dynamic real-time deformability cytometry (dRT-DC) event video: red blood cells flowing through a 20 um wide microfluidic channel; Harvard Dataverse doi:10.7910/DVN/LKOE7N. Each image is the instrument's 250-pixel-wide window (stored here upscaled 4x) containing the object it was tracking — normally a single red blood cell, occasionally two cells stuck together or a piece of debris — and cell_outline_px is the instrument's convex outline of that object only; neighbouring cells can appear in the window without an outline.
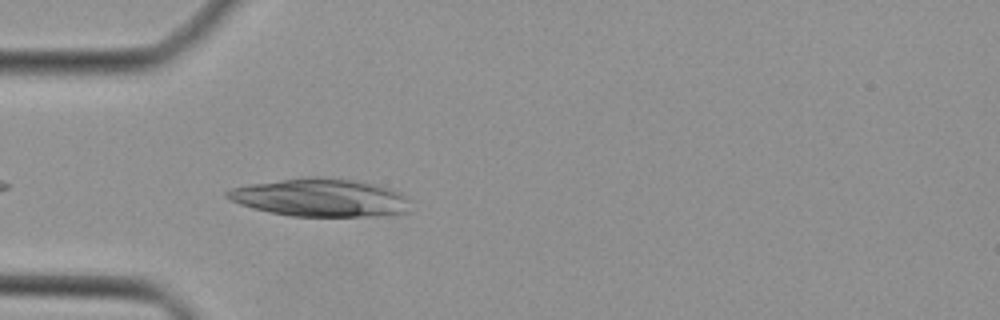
{"species": "Egyptian fruit bat (a non-hibernating species)", "species_latin": "Rousettus aegyptiacus", "temperature_condition": "cold", "stored_images_in_passage": 33, "camera_frame_rate_fps": 3000, "um_per_image_px": 0.085, "animal": {"sex": "female"}, "frame": {"image": 1, "passage_image": 3, "time_ms": 0.667, "image_size_px": [1000, 320], "cell_outline_px": [[408, 212], [368, 216], [292, 216], [268, 212], [252, 208], [240, 204], [224, 196], [224, 192], [232, 188], [248, 184], [308, 176], [324, 176], [352, 180], [376, 184], [400, 192], [408, 200]], "centroid_in_image_um": [27.18, 16.78], "position_along_channel_um": 57.8, "area_um2": 40.46}}
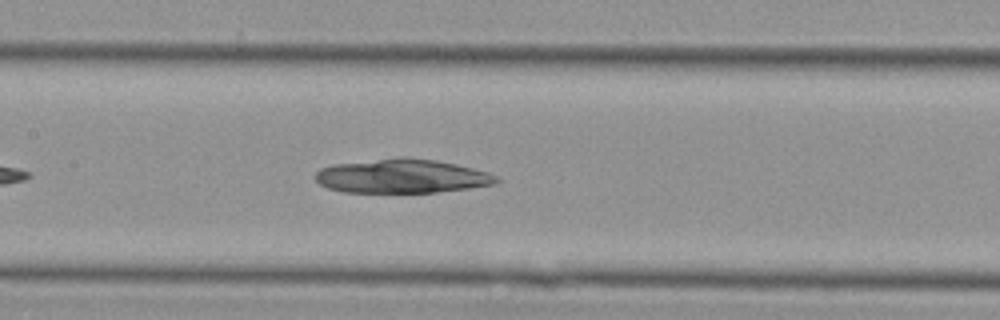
{"frame": {"image": 2, "passage_image": 11, "time_ms": 3.333, "image_size_px": [1000, 320], "cell_outline_px": [[500, 180], [496, 184], [468, 188], [436, 192], [344, 192], [328, 188], [320, 184], [316, 180], [316, 172], [320, 168], [332, 164], [404, 156], [436, 160], [456, 164], [488, 172], [496, 176]], "centroid_in_image_um": [34.16, 14.96], "position_along_channel_um": 173.2, "area_um2": 35.89}}
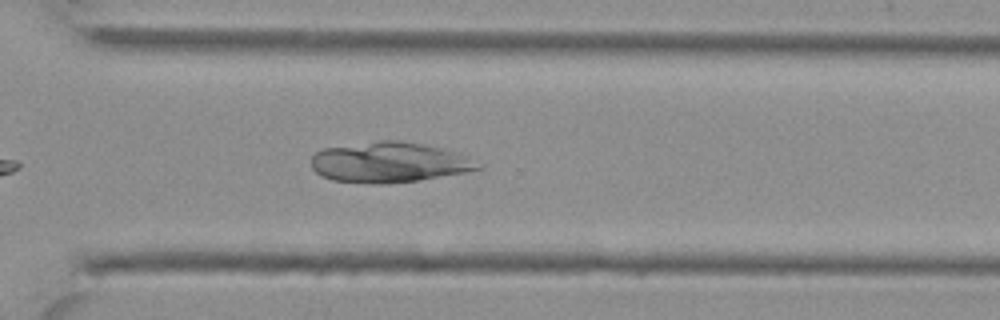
{"frame": {"image": 3, "passage_image": 22, "time_ms": 7.0, "image_size_px": [1000, 320], "cell_outline_px": [[484, 168], [468, 172], [420, 180], [384, 184], [372, 184], [332, 180], [320, 176], [312, 168], [312, 156], [316, 152], [324, 148], [380, 140], [400, 140], [440, 148], [452, 152], [484, 164]], "centroid_in_image_um": [33.07, 13.81], "position_along_channel_um": 337.5, "area_um2": 39.19}}